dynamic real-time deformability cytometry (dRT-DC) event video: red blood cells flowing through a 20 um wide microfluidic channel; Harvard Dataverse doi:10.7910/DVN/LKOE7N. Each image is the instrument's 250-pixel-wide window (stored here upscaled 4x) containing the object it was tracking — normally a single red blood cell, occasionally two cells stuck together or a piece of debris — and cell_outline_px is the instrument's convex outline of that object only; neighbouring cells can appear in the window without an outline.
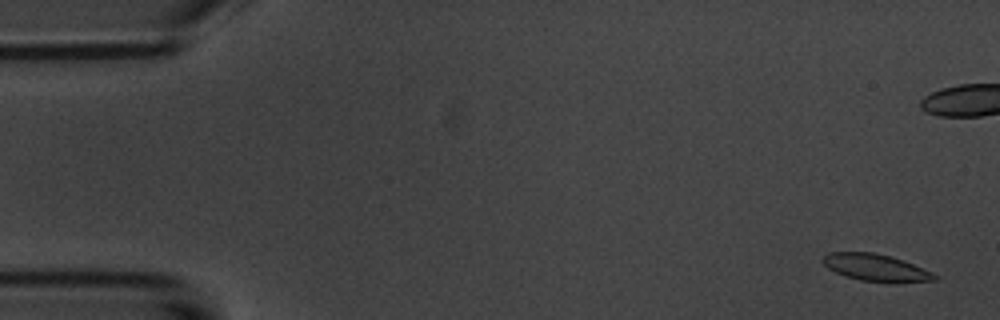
{"species": "common noctule bat (a hibernating species)", "species_latin": "Nyctalus noctula", "temperature_condition": "room temperature", "stored_images_in_passage": 6, "camera_frame_rate_fps": 3000, "um_per_image_px": 0.085, "animal": {"sex": "male", "body_mass_g": 20.1, "forearm_length_mm": 53.5}, "frame": {"image": 1, "passage_image": 1, "time_ms": 0.0, "image_size_px": [1000, 320], "cell_outline_px": [[940, 276], [936, 280], [892, 284], [860, 280], [844, 276], [828, 268], [820, 260], [828, 252], [872, 252], [892, 256], [932, 272]], "centroid_in_image_um": [74.47, 22.77], "position_along_channel_um": 10.5, "area_um2": 17.98}}